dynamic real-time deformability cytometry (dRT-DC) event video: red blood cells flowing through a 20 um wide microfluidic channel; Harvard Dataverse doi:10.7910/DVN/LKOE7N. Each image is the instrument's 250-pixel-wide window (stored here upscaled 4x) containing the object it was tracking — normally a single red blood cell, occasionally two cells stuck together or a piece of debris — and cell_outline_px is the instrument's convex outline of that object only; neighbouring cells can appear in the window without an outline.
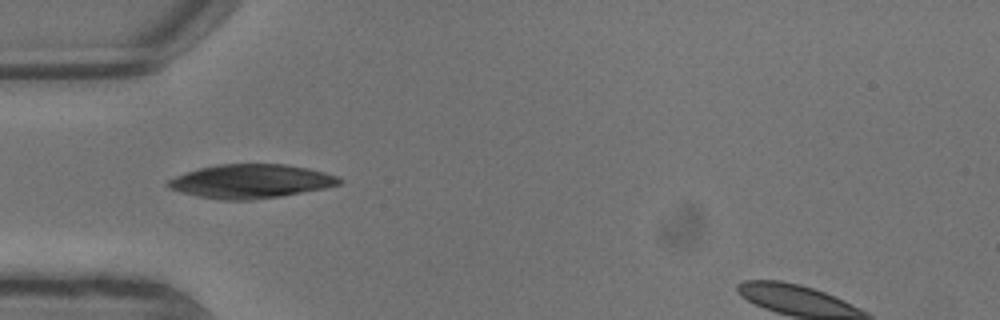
{"species": "common noctule bat (a hibernating species)", "species_latin": "Nyctalus noctula", "temperature_condition": "warm", "stored_images_in_passage": 6, "camera_frame_rate_fps": 3000, "um_per_image_px": 0.085, "animal": {"sex": "male", "body_mass_g": 13.3}, "frame": {"image": 1, "passage_image": 5, "time_ms": 1.333, "image_size_px": [1000, 320], "cell_outline_px": [[344, 180], [340, 184], [324, 188], [280, 196], [248, 200], [224, 200], [200, 196], [168, 188], [164, 184], [168, 180], [176, 176], [200, 168], [216, 164], [284, 164], [308, 168], [324, 172], [336, 176]], "centroid_in_image_um": [21.33, 15.4], "position_along_channel_um": 63.7, "area_um2": 33.41}}
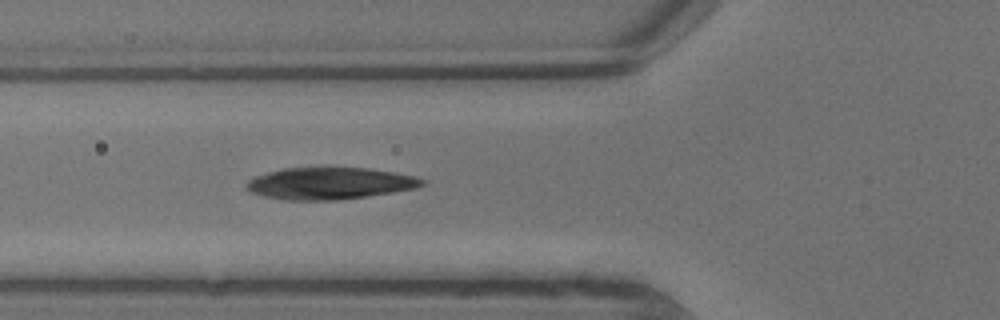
{"frame": {"image": 2, "passage_image": 6, "time_ms": 1.667, "image_size_px": [1000, 320], "cell_outline_px": [[428, 180], [424, 184], [416, 188], [392, 192], [364, 196], [332, 200], [288, 200], [264, 196], [252, 192], [244, 188], [244, 184], [248, 180], [256, 176], [284, 168], [324, 164], [328, 164], [368, 168], [416, 176]], "centroid_in_image_um": [28.02, 15.53], "position_along_channel_um": 97.8, "area_um2": 33.58}}